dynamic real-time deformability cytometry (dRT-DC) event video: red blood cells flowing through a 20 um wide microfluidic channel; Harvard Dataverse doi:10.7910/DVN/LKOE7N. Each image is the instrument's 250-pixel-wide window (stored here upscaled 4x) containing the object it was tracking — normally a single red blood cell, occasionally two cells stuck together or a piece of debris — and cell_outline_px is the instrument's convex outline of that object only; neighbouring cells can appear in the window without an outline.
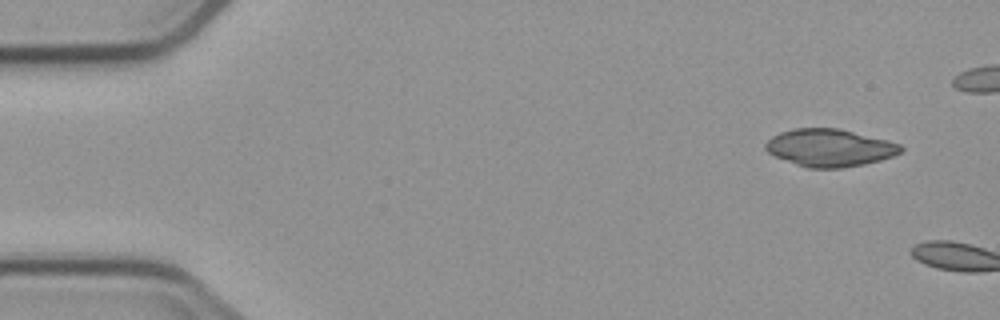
{"species": "common noctule bat (a hibernating species)", "species_latin": "Nyctalus noctula", "temperature_condition": "cold", "stored_images_in_passage": 4, "camera_frame_rate_fps": 3000, "um_per_image_px": 0.085, "animal": {"sex": "male", "body_mass_g": 23.1, "forearm_length_mm": 52.7}, "frame": {"image": 1, "passage_image": 4, "time_ms": 5.0, "image_size_px": [1000, 320], "cell_outline_px": [[904, 148], [900, 152], [892, 156], [880, 160], [864, 164], [840, 168], [808, 168], [796, 164], [776, 156], [768, 152], [764, 148], [764, 144], [772, 136], [780, 132], [792, 128], [836, 128], [888, 140], [900, 144]], "centroid_in_image_um": [70.51, 12.55], "position_along_channel_um": 14.5, "area_um2": 29.36}}